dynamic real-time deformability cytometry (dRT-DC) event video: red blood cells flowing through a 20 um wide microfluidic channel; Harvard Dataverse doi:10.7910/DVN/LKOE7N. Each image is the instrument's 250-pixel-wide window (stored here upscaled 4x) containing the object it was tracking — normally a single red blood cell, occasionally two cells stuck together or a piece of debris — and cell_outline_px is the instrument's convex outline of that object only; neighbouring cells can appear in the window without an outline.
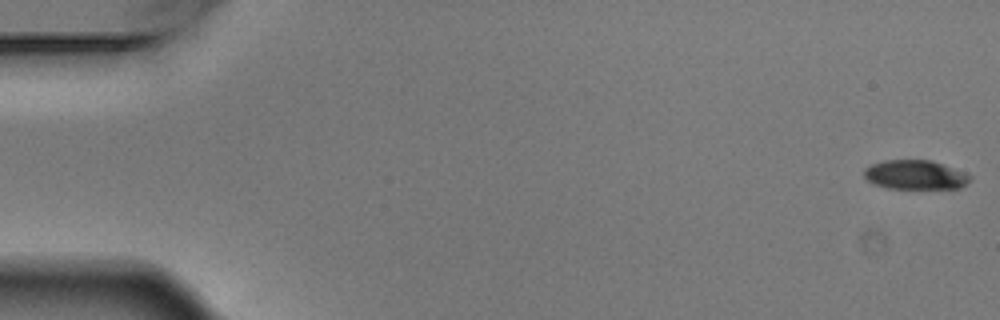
{"species": "Egyptian fruit bat (a non-hibernating species)", "species_latin": "Rousettus aegyptiacus", "temperature_condition": "warm", "stored_images_in_passage": 6, "segment_of_instrument_passage": [2, 2], "camera_frame_rate_fps": 3000, "um_per_image_px": 0.085, "animal": {"sex": "male"}, "frame": {"image": 1, "passage_image": 6, "time_ms": 1.667, "image_size_px": [1000, 320], "cell_outline_px": [[972, 176], [960, 188], [888, 188], [876, 184], [868, 180], [864, 176], [864, 168], [872, 164], [884, 160], [932, 160], [944, 164], [964, 172]], "centroid_in_image_um": [77.79, 14.84], "position_along_channel_um": 7.2, "area_um2": 17.86}}